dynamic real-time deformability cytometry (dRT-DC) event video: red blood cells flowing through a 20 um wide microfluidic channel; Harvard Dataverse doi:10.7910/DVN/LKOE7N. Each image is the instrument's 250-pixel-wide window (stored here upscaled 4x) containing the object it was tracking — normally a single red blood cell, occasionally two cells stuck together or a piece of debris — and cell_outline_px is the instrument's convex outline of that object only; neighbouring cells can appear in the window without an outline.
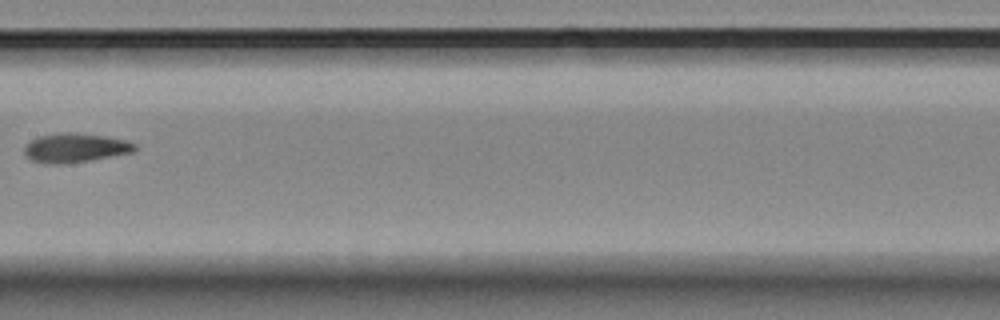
{"species": "Egyptian fruit bat (a non-hibernating species)", "species_latin": "Rousettus aegyptiacus", "temperature_condition": "room temperature", "stored_images_in_passage": 9, "camera_frame_rate_fps": 3000, "um_per_image_px": 0.085, "animal": {"sex": "female"}, "frame": {"image": 1, "passage_image": 7, "time_ms": 2.0, "image_size_px": [1000, 320], "cell_outline_px": [[136, 148], [132, 152], [92, 160], [64, 164], [48, 164], [32, 160], [24, 156], [24, 144], [40, 136], [60, 132], [72, 132], [104, 136], [128, 140], [136, 144]], "centroid_in_image_um": [6.37, 12.57], "position_along_channel_um": 201.0, "area_um2": 18.9}}
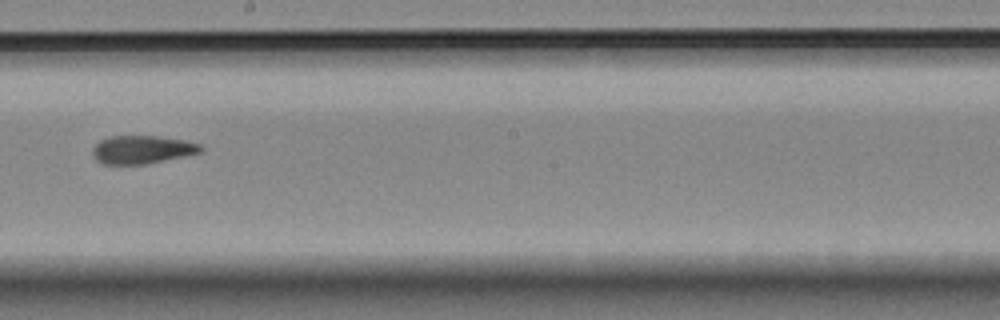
{"frame": {"image": 2, "passage_image": 8, "time_ms": 2.333, "image_size_px": [1000, 320], "cell_outline_px": [[204, 148], [200, 152], [148, 164], [104, 164], [96, 160], [92, 156], [92, 148], [100, 140], [112, 136], [156, 136], [184, 140], [200, 144]], "centroid_in_image_um": [12.05, 12.72], "position_along_channel_um": 236.2, "area_um2": 17.69}}
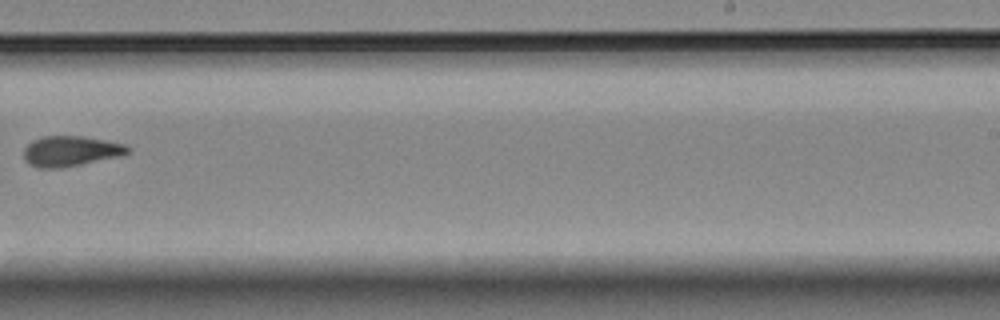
{"frame": {"image": 3, "passage_image": 9, "time_ms": 2.667, "image_size_px": [1000, 320], "cell_outline_px": [[132, 152], [120, 156], [60, 168], [36, 168], [28, 164], [24, 160], [24, 148], [32, 140], [44, 136], [84, 136], [124, 144], [132, 148]], "centroid_in_image_um": [6.0, 12.84], "position_along_channel_um": 283.0, "area_um2": 18.5}}